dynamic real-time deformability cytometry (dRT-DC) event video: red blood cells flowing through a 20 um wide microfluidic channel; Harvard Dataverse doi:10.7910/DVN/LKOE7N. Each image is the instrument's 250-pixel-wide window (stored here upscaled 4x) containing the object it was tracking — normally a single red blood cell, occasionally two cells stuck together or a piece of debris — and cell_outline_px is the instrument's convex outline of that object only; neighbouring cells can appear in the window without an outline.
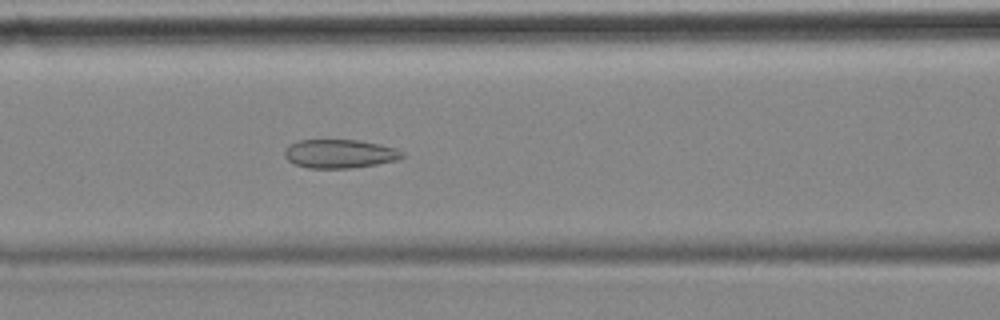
{"species": "common noctule bat (a hibernating species)", "species_latin": "Nyctalus noctula", "temperature_condition": "cold", "stored_images_in_passage": 56, "camera_frame_rate_fps": 3000, "um_per_image_px": 0.085, "animal": {"sex": "female", "body_mass_g": 18.4}, "frame": {"image": 1, "passage_image": 23, "time_ms": 7.333, "image_size_px": [1000, 320], "cell_outline_px": [[404, 156], [396, 160], [376, 164], [352, 168], [308, 168], [296, 164], [288, 160], [284, 156], [284, 152], [292, 144], [300, 140], [360, 140], [380, 144], [396, 148], [404, 152]], "centroid_in_image_um": [28.91, 13.07], "position_along_channel_um": 137.7, "area_um2": 19.54}}
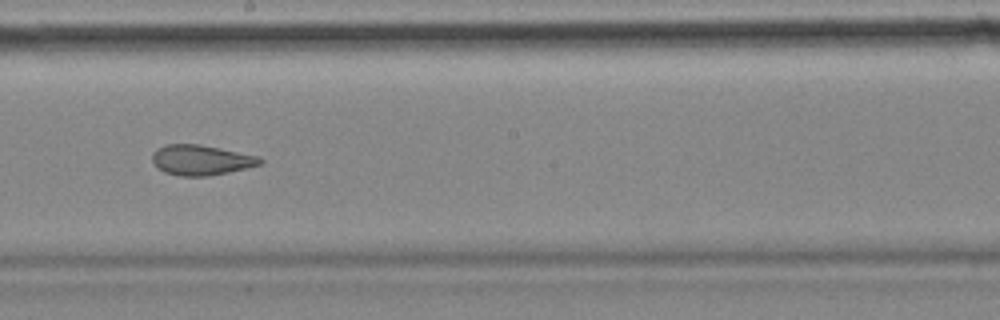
{"frame": {"image": 2, "passage_image": 31, "time_ms": 10.0, "image_size_px": [1000, 320], "cell_outline_px": [[264, 164], [228, 172], [208, 176], [180, 176], [164, 172], [152, 160], [152, 152], [156, 148], [164, 144], [200, 144], [260, 156], [264, 160]], "centroid_in_image_um": [17.12, 13.59], "position_along_channel_um": 231.1, "area_um2": 19.13}}
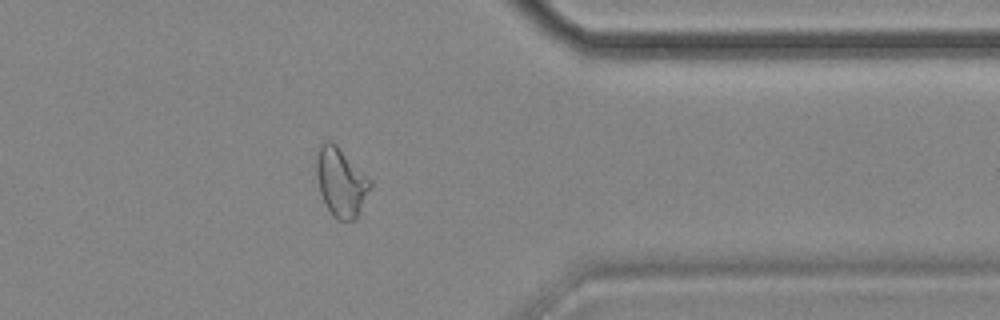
{"frame": {"image": 3, "passage_image": 45, "time_ms": 14.667, "image_size_px": [1000, 320], "cell_outline_px": [[372, 184], [356, 220], [336, 220], [332, 216], [320, 192], [316, 172], [316, 156], [320, 144], [328, 140], [336, 144], [372, 180]], "centroid_in_image_um": [28.98, 15.48], "position_along_channel_um": 382.4, "area_um2": 21.5}, "authors_computed_cell_mechanics": {"area_um2": 22.4553, "velocity_mm_per_s": 3.5237, "shape_relaxation_time_tau1_ms": null, "shape_relaxation_time_tau2_ms": 1.6708, "deformation_change_tau1": null, "deformation_change_tau2": 0.0862}}